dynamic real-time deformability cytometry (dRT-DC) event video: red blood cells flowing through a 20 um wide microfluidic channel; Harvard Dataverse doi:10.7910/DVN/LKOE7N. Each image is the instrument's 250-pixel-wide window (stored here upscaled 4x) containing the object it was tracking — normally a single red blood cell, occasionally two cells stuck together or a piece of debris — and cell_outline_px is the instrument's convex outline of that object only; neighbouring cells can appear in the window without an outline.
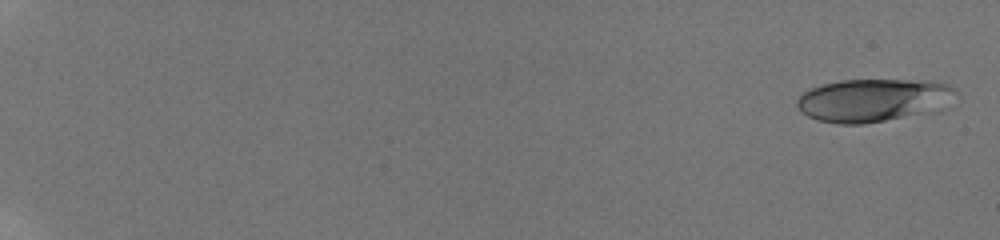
{"species": "human", "species_latin": "Homo sapiens", "temperature_condition": "room temperature", "stored_images_in_passage": 17, "camera_frame_rate_fps": 3000, "um_per_image_px": 0.085, "donor": {"sex": "male"}, "frame": {"image": 1, "passage_image": 1, "time_ms": 0.0, "image_size_px": [1000, 240], "cell_outline_px": [[960, 92], [948, 108], [936, 112], [864, 124], [836, 124], [816, 120], [800, 112], [796, 104], [796, 100], [804, 92], [820, 84], [840, 80], [932, 80], [948, 84], [956, 88]], "centroid_in_image_um": [74.34, 8.52], "position_along_channel_um": 10.7, "area_um2": 41.04}}
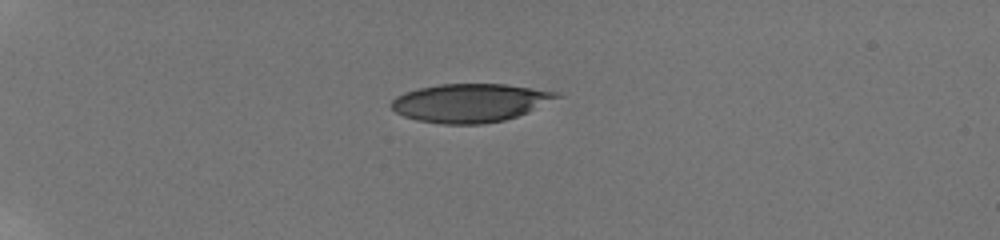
{"frame": {"image": 2, "passage_image": 11, "time_ms": 5.333, "image_size_px": [1000, 240], "cell_outline_px": [[564, 96], [528, 112], [504, 120], [484, 124], [444, 124], [416, 120], [404, 116], [396, 112], [388, 104], [396, 96], [404, 92], [420, 88], [440, 84], [504, 84], [560, 92]], "centroid_in_image_um": [39.97, 8.74], "position_along_channel_um": 45.0, "area_um2": 37.17}}